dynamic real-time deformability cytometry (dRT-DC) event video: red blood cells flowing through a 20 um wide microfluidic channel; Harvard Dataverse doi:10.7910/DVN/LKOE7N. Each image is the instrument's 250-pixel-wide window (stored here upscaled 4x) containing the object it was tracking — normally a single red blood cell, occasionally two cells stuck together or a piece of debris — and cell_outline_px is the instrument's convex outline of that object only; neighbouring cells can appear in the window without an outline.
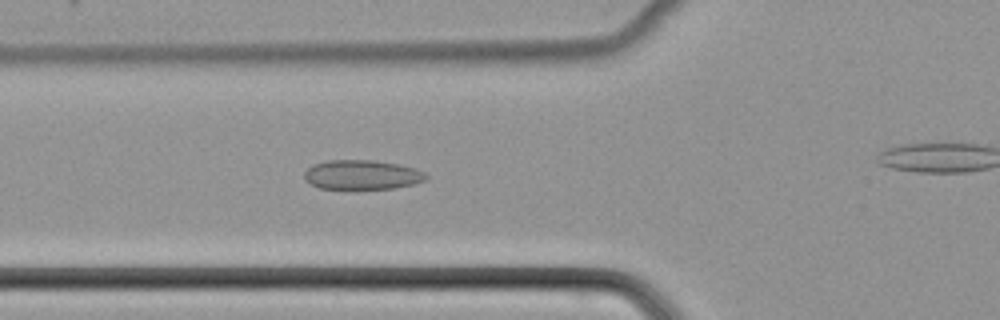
{"species": "common noctule bat (a hibernating species)", "species_latin": "Nyctalus noctula", "temperature_condition": "cold", "stored_images_in_passage": 42, "camera_frame_rate_fps": 3000, "um_per_image_px": 0.085, "animal": {"sex": "female", "body_mass_g": 22.7, "forearm_length_mm": 54.2}, "frame": {"image": 1, "passage_image": 19, "time_ms": 6.0, "image_size_px": [1000, 320], "cell_outline_px": [[428, 176], [424, 180], [412, 184], [392, 188], [320, 188], [304, 180], [304, 172], [312, 164], [328, 160], [376, 160], [400, 164], [424, 172]], "centroid_in_image_um": [30.73, 14.83], "position_along_channel_um": 95.1, "area_um2": 20.69}}
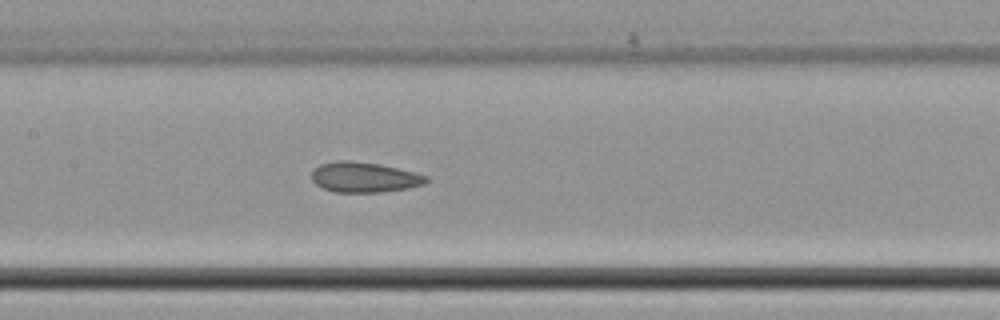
{"frame": {"image": 2, "passage_image": 25, "time_ms": 8.0, "image_size_px": [1000, 320], "cell_outline_px": [[428, 180], [424, 184], [408, 188], [384, 192], [336, 192], [324, 188], [316, 184], [312, 180], [312, 172], [320, 164], [336, 160], [348, 160], [380, 164], [428, 176]], "centroid_in_image_um": [30.96, 15.06], "position_along_channel_um": 176.4, "area_um2": 20.06}}
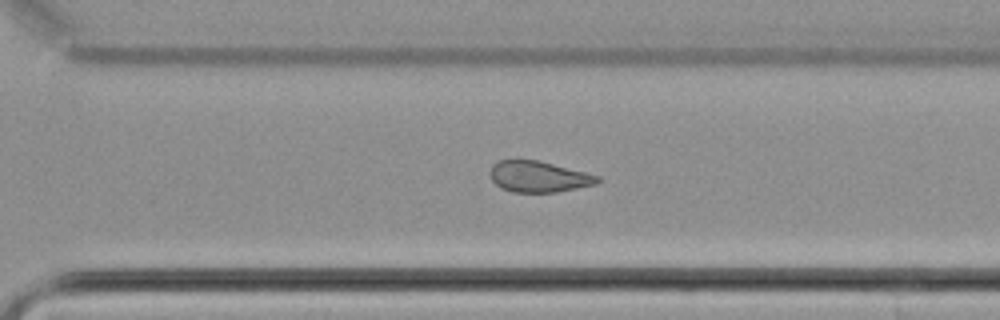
{"frame": {"image": 3, "passage_image": 36, "time_ms": 11.667, "image_size_px": [1000, 320], "cell_outline_px": [[600, 180], [596, 184], [556, 192], [512, 192], [500, 188], [492, 180], [492, 164], [500, 160], [540, 160], [600, 176]], "centroid_in_image_um": [45.8, 15.01], "position_along_channel_um": 324.8, "area_um2": 19.31}}